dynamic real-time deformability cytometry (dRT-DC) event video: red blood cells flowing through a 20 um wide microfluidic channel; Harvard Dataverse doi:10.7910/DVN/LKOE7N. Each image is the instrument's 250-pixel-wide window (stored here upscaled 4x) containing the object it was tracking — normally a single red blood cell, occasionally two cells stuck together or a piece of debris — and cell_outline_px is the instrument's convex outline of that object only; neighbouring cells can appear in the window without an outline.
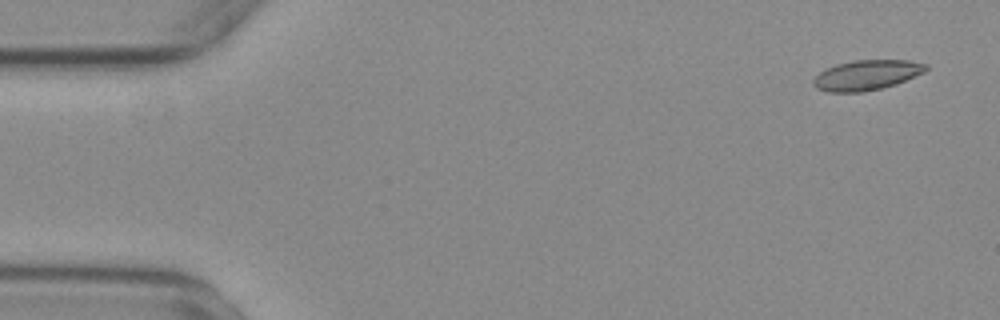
{"species": "common noctule bat (a hibernating species)", "species_latin": "Nyctalus noctula", "temperature_condition": "warm", "stored_images_in_passage": 56, "camera_frame_rate_fps": 3000, "um_per_image_px": 0.085, "animal": {"sex": "female", "body_mass_g": 29.2, "forearm_length_mm": 56.3}, "frame": {"image": 1, "passage_image": 3, "time_ms": 0.667, "image_size_px": [1000, 320], "cell_outline_px": [[928, 68], [924, 72], [896, 84], [864, 92], [828, 92], [816, 88], [812, 84], [812, 80], [820, 72], [836, 64], [852, 60], [908, 60], [928, 64]], "centroid_in_image_um": [73.66, 6.38], "position_along_channel_um": 11.3, "area_um2": 19.71}}
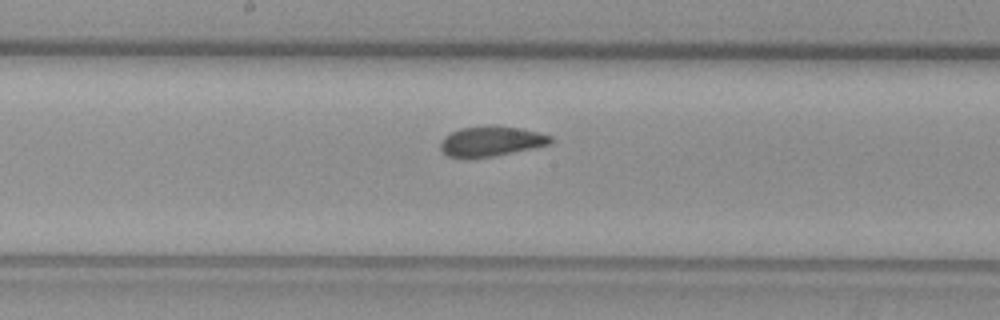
{"frame": {"image": 2, "passage_image": 29, "time_ms": 9.333, "image_size_px": [1000, 320], "cell_outline_px": [[556, 140], [552, 144], [536, 148], [492, 156], [468, 160], [448, 156], [440, 148], [440, 140], [444, 136], [460, 128], [520, 128], [540, 132], [552, 136]], "centroid_in_image_um": [41.78, 12.07], "position_along_channel_um": 206.4, "area_um2": 19.19}}
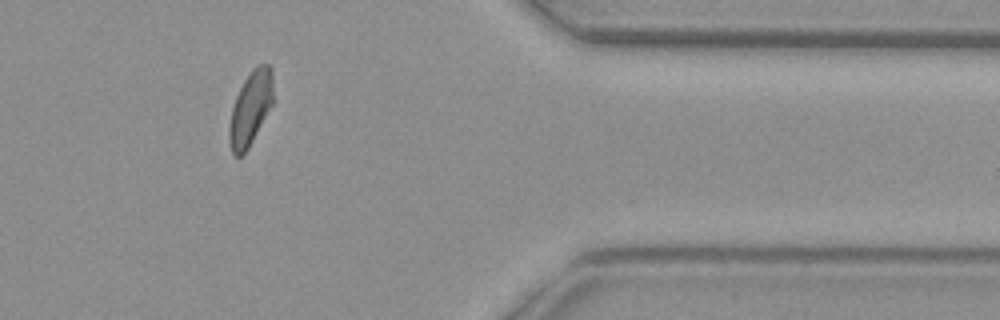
{"frame": {"image": 3, "passage_image": 46, "time_ms": 15.0, "image_size_px": [1000, 320], "cell_outline_px": [[272, 104], [248, 148], [240, 156], [236, 156], [232, 152], [228, 140], [228, 128], [232, 108], [236, 96], [244, 80], [252, 68], [256, 64], [268, 64], [272, 68]], "centroid_in_image_um": [21.27, 9.18], "position_along_channel_um": 390.1, "area_um2": 18.73}, "authors_computed_cell_mechanics": {"area_um2": 19.5364, "velocity_mm_per_s": 3.6889, "shape_relaxation_time_tau1_ms": null, "shape_relaxation_time_tau2_ms": 1.1449, "deformation_change_tau1": null, "deformation_change_tau2": 0.0632}}